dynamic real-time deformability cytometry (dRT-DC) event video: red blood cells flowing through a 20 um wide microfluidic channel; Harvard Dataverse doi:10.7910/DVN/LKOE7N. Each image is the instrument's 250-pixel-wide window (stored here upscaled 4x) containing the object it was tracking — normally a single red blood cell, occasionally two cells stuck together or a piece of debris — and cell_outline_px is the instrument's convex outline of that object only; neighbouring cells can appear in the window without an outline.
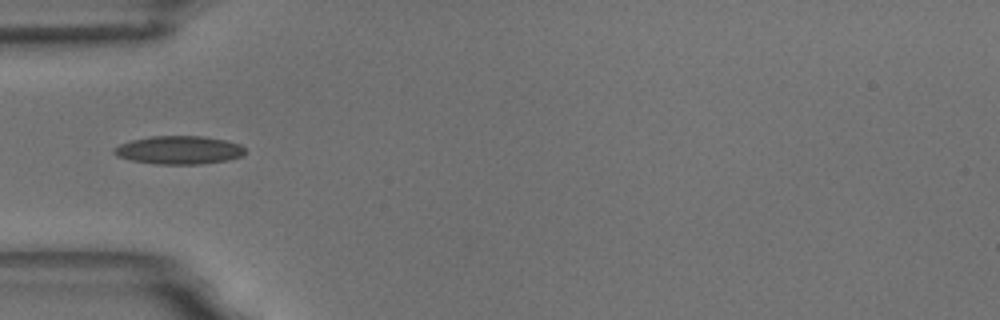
{"species": "common noctule bat (a hibernating species)", "species_latin": "Nyctalus noctula", "temperature_condition": "room temperature", "stored_images_in_passage": 36, "camera_frame_rate_fps": 3000, "um_per_image_px": 0.085, "animal": {"sex": "male", "body_mass_g": 18.8}, "frame": {"image": 1, "passage_image": 1, "time_ms": 0.0, "image_size_px": [1000, 320], "cell_outline_px": [[244, 152], [240, 156], [228, 160], [200, 164], [156, 164], [132, 160], [116, 156], [112, 152], [112, 148], [120, 144], [132, 140], [152, 136], [204, 136], [224, 140], [240, 144], [244, 148]], "centroid_in_image_um": [15.18, 12.75], "position_along_channel_um": 69.8, "area_um2": 21.5}}
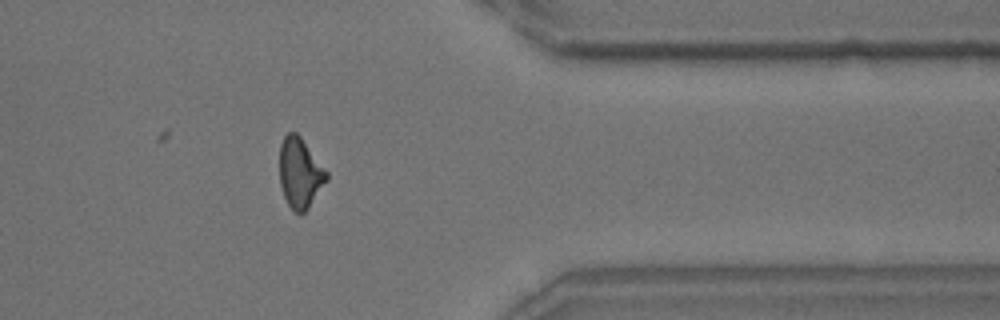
{"frame": {"image": 2, "passage_image": 29, "time_ms": 9.333, "image_size_px": [1000, 320], "cell_outline_px": [[328, 180], [308, 208], [300, 216], [288, 204], [284, 196], [280, 184], [280, 144], [284, 136], [288, 132], [296, 132], [300, 136], [328, 172]], "centroid_in_image_um": [25.51, 14.7], "position_along_channel_um": 385.9, "area_um2": 19.19}, "authors_computed_cell_mechanics": {"area_um2": 19.363, "velocity_mm_per_s": 3.5362, "shape_relaxation_time_tau1_ms": 5.3343, "shape_relaxation_time_tau2_ms": 2.0908, "deformation_change_tau1": 0.1569, "deformation_change_tau2": 0.0829}}